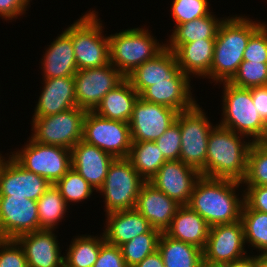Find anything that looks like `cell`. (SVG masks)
I'll return each mask as SVG.
<instances>
[{
	"label": "cell",
	"mask_w": 267,
	"mask_h": 267,
	"mask_svg": "<svg viewBox=\"0 0 267 267\" xmlns=\"http://www.w3.org/2000/svg\"><path fill=\"white\" fill-rule=\"evenodd\" d=\"M116 158L100 148L80 140L71 149L72 168L96 192L102 187L112 162Z\"/></svg>",
	"instance_id": "cell-19"
},
{
	"label": "cell",
	"mask_w": 267,
	"mask_h": 267,
	"mask_svg": "<svg viewBox=\"0 0 267 267\" xmlns=\"http://www.w3.org/2000/svg\"><path fill=\"white\" fill-rule=\"evenodd\" d=\"M244 138V135L215 125L209 134L206 168L201 176L241 182L246 174L248 152L253 143Z\"/></svg>",
	"instance_id": "cell-3"
},
{
	"label": "cell",
	"mask_w": 267,
	"mask_h": 267,
	"mask_svg": "<svg viewBox=\"0 0 267 267\" xmlns=\"http://www.w3.org/2000/svg\"><path fill=\"white\" fill-rule=\"evenodd\" d=\"M97 14L90 10L72 24V44L78 70L110 63L109 38L102 33L103 24Z\"/></svg>",
	"instance_id": "cell-6"
},
{
	"label": "cell",
	"mask_w": 267,
	"mask_h": 267,
	"mask_svg": "<svg viewBox=\"0 0 267 267\" xmlns=\"http://www.w3.org/2000/svg\"><path fill=\"white\" fill-rule=\"evenodd\" d=\"M82 140L115 158H128L132 145L129 123L107 119L93 111L84 116Z\"/></svg>",
	"instance_id": "cell-11"
},
{
	"label": "cell",
	"mask_w": 267,
	"mask_h": 267,
	"mask_svg": "<svg viewBox=\"0 0 267 267\" xmlns=\"http://www.w3.org/2000/svg\"><path fill=\"white\" fill-rule=\"evenodd\" d=\"M127 159L145 181H149L167 161L152 141L132 142Z\"/></svg>",
	"instance_id": "cell-31"
},
{
	"label": "cell",
	"mask_w": 267,
	"mask_h": 267,
	"mask_svg": "<svg viewBox=\"0 0 267 267\" xmlns=\"http://www.w3.org/2000/svg\"><path fill=\"white\" fill-rule=\"evenodd\" d=\"M126 78L140 95L147 87L156 82L170 79H190L191 77L181 71L174 51L165 47L154 58L138 66Z\"/></svg>",
	"instance_id": "cell-18"
},
{
	"label": "cell",
	"mask_w": 267,
	"mask_h": 267,
	"mask_svg": "<svg viewBox=\"0 0 267 267\" xmlns=\"http://www.w3.org/2000/svg\"><path fill=\"white\" fill-rule=\"evenodd\" d=\"M33 117L55 115L77 107L74 76L57 77L43 80Z\"/></svg>",
	"instance_id": "cell-22"
},
{
	"label": "cell",
	"mask_w": 267,
	"mask_h": 267,
	"mask_svg": "<svg viewBox=\"0 0 267 267\" xmlns=\"http://www.w3.org/2000/svg\"><path fill=\"white\" fill-rule=\"evenodd\" d=\"M124 79L111 63L98 68L77 70L74 75L77 106L86 111H93L104 95Z\"/></svg>",
	"instance_id": "cell-13"
},
{
	"label": "cell",
	"mask_w": 267,
	"mask_h": 267,
	"mask_svg": "<svg viewBox=\"0 0 267 267\" xmlns=\"http://www.w3.org/2000/svg\"><path fill=\"white\" fill-rule=\"evenodd\" d=\"M241 182L201 176L193 189L188 206L210 227L239 221L244 198L235 192ZM236 189V190H235Z\"/></svg>",
	"instance_id": "cell-1"
},
{
	"label": "cell",
	"mask_w": 267,
	"mask_h": 267,
	"mask_svg": "<svg viewBox=\"0 0 267 267\" xmlns=\"http://www.w3.org/2000/svg\"><path fill=\"white\" fill-rule=\"evenodd\" d=\"M32 0H0V17L2 19L11 20L17 19L18 16L26 13L27 6L29 7Z\"/></svg>",
	"instance_id": "cell-45"
},
{
	"label": "cell",
	"mask_w": 267,
	"mask_h": 267,
	"mask_svg": "<svg viewBox=\"0 0 267 267\" xmlns=\"http://www.w3.org/2000/svg\"><path fill=\"white\" fill-rule=\"evenodd\" d=\"M191 79L159 81L147 87L139 97L151 103L165 105L178 112L193 108L197 102L192 96Z\"/></svg>",
	"instance_id": "cell-24"
},
{
	"label": "cell",
	"mask_w": 267,
	"mask_h": 267,
	"mask_svg": "<svg viewBox=\"0 0 267 267\" xmlns=\"http://www.w3.org/2000/svg\"><path fill=\"white\" fill-rule=\"evenodd\" d=\"M28 139L22 150L11 152V156L26 170L42 176L50 184H55L72 168L70 149Z\"/></svg>",
	"instance_id": "cell-8"
},
{
	"label": "cell",
	"mask_w": 267,
	"mask_h": 267,
	"mask_svg": "<svg viewBox=\"0 0 267 267\" xmlns=\"http://www.w3.org/2000/svg\"><path fill=\"white\" fill-rule=\"evenodd\" d=\"M105 215L107 219L103 234L106 242L114 246L120 247L153 228L136 209L114 211Z\"/></svg>",
	"instance_id": "cell-25"
},
{
	"label": "cell",
	"mask_w": 267,
	"mask_h": 267,
	"mask_svg": "<svg viewBox=\"0 0 267 267\" xmlns=\"http://www.w3.org/2000/svg\"><path fill=\"white\" fill-rule=\"evenodd\" d=\"M240 220L245 243L261 251L260 255H267V213L251 210L243 204Z\"/></svg>",
	"instance_id": "cell-34"
},
{
	"label": "cell",
	"mask_w": 267,
	"mask_h": 267,
	"mask_svg": "<svg viewBox=\"0 0 267 267\" xmlns=\"http://www.w3.org/2000/svg\"><path fill=\"white\" fill-rule=\"evenodd\" d=\"M164 267H205L203 250L195 245L169 237L162 232L158 247Z\"/></svg>",
	"instance_id": "cell-29"
},
{
	"label": "cell",
	"mask_w": 267,
	"mask_h": 267,
	"mask_svg": "<svg viewBox=\"0 0 267 267\" xmlns=\"http://www.w3.org/2000/svg\"><path fill=\"white\" fill-rule=\"evenodd\" d=\"M224 17L219 20L212 13L202 18L176 25L170 40L165 43L166 47L171 51H175L181 44L198 41L200 39H215L220 25L224 21Z\"/></svg>",
	"instance_id": "cell-30"
},
{
	"label": "cell",
	"mask_w": 267,
	"mask_h": 267,
	"mask_svg": "<svg viewBox=\"0 0 267 267\" xmlns=\"http://www.w3.org/2000/svg\"><path fill=\"white\" fill-rule=\"evenodd\" d=\"M0 267H28L23 248L15 239H0Z\"/></svg>",
	"instance_id": "cell-42"
},
{
	"label": "cell",
	"mask_w": 267,
	"mask_h": 267,
	"mask_svg": "<svg viewBox=\"0 0 267 267\" xmlns=\"http://www.w3.org/2000/svg\"><path fill=\"white\" fill-rule=\"evenodd\" d=\"M154 142L167 161L180 160L181 130L177 121Z\"/></svg>",
	"instance_id": "cell-40"
},
{
	"label": "cell",
	"mask_w": 267,
	"mask_h": 267,
	"mask_svg": "<svg viewBox=\"0 0 267 267\" xmlns=\"http://www.w3.org/2000/svg\"><path fill=\"white\" fill-rule=\"evenodd\" d=\"M179 206L175 200L146 181L137 197L135 209L153 228L164 232L170 226Z\"/></svg>",
	"instance_id": "cell-21"
},
{
	"label": "cell",
	"mask_w": 267,
	"mask_h": 267,
	"mask_svg": "<svg viewBox=\"0 0 267 267\" xmlns=\"http://www.w3.org/2000/svg\"><path fill=\"white\" fill-rule=\"evenodd\" d=\"M245 16L233 15L220 25L210 68V79L216 84L229 82L243 62L250 36L262 25Z\"/></svg>",
	"instance_id": "cell-2"
},
{
	"label": "cell",
	"mask_w": 267,
	"mask_h": 267,
	"mask_svg": "<svg viewBox=\"0 0 267 267\" xmlns=\"http://www.w3.org/2000/svg\"><path fill=\"white\" fill-rule=\"evenodd\" d=\"M229 83L241 88L267 86V63L243 60Z\"/></svg>",
	"instance_id": "cell-38"
},
{
	"label": "cell",
	"mask_w": 267,
	"mask_h": 267,
	"mask_svg": "<svg viewBox=\"0 0 267 267\" xmlns=\"http://www.w3.org/2000/svg\"><path fill=\"white\" fill-rule=\"evenodd\" d=\"M66 204L82 202L90 198L93 187L82 176L71 168L60 180L55 183Z\"/></svg>",
	"instance_id": "cell-37"
},
{
	"label": "cell",
	"mask_w": 267,
	"mask_h": 267,
	"mask_svg": "<svg viewBox=\"0 0 267 267\" xmlns=\"http://www.w3.org/2000/svg\"><path fill=\"white\" fill-rule=\"evenodd\" d=\"M218 267H255V256L246 255L241 259L234 260Z\"/></svg>",
	"instance_id": "cell-48"
},
{
	"label": "cell",
	"mask_w": 267,
	"mask_h": 267,
	"mask_svg": "<svg viewBox=\"0 0 267 267\" xmlns=\"http://www.w3.org/2000/svg\"><path fill=\"white\" fill-rule=\"evenodd\" d=\"M222 84L223 118L218 124L247 139L251 137L252 142H267V124L253 104L251 88L237 87L229 82Z\"/></svg>",
	"instance_id": "cell-4"
},
{
	"label": "cell",
	"mask_w": 267,
	"mask_h": 267,
	"mask_svg": "<svg viewBox=\"0 0 267 267\" xmlns=\"http://www.w3.org/2000/svg\"><path fill=\"white\" fill-rule=\"evenodd\" d=\"M43 57V68H40L44 79L75 75L78 69L72 44V24L56 37Z\"/></svg>",
	"instance_id": "cell-23"
},
{
	"label": "cell",
	"mask_w": 267,
	"mask_h": 267,
	"mask_svg": "<svg viewBox=\"0 0 267 267\" xmlns=\"http://www.w3.org/2000/svg\"><path fill=\"white\" fill-rule=\"evenodd\" d=\"M148 29L131 28L111 34L109 38L110 63L126 78L142 63L154 58L166 45L154 39Z\"/></svg>",
	"instance_id": "cell-5"
},
{
	"label": "cell",
	"mask_w": 267,
	"mask_h": 267,
	"mask_svg": "<svg viewBox=\"0 0 267 267\" xmlns=\"http://www.w3.org/2000/svg\"><path fill=\"white\" fill-rule=\"evenodd\" d=\"M39 230L37 201L23 197H0V239Z\"/></svg>",
	"instance_id": "cell-16"
},
{
	"label": "cell",
	"mask_w": 267,
	"mask_h": 267,
	"mask_svg": "<svg viewBox=\"0 0 267 267\" xmlns=\"http://www.w3.org/2000/svg\"><path fill=\"white\" fill-rule=\"evenodd\" d=\"M210 226L188 205H180L170 226L164 231L169 237L204 249Z\"/></svg>",
	"instance_id": "cell-26"
},
{
	"label": "cell",
	"mask_w": 267,
	"mask_h": 267,
	"mask_svg": "<svg viewBox=\"0 0 267 267\" xmlns=\"http://www.w3.org/2000/svg\"><path fill=\"white\" fill-rule=\"evenodd\" d=\"M60 267H71V266H69L67 263L63 262V263L60 265Z\"/></svg>",
	"instance_id": "cell-50"
},
{
	"label": "cell",
	"mask_w": 267,
	"mask_h": 267,
	"mask_svg": "<svg viewBox=\"0 0 267 267\" xmlns=\"http://www.w3.org/2000/svg\"><path fill=\"white\" fill-rule=\"evenodd\" d=\"M208 0H173L171 15L175 26L210 15Z\"/></svg>",
	"instance_id": "cell-39"
},
{
	"label": "cell",
	"mask_w": 267,
	"mask_h": 267,
	"mask_svg": "<svg viewBox=\"0 0 267 267\" xmlns=\"http://www.w3.org/2000/svg\"><path fill=\"white\" fill-rule=\"evenodd\" d=\"M215 39H200L181 44L175 51L177 64L188 75L210 79Z\"/></svg>",
	"instance_id": "cell-27"
},
{
	"label": "cell",
	"mask_w": 267,
	"mask_h": 267,
	"mask_svg": "<svg viewBox=\"0 0 267 267\" xmlns=\"http://www.w3.org/2000/svg\"><path fill=\"white\" fill-rule=\"evenodd\" d=\"M241 184L267 185V142H253L247 159V169Z\"/></svg>",
	"instance_id": "cell-36"
},
{
	"label": "cell",
	"mask_w": 267,
	"mask_h": 267,
	"mask_svg": "<svg viewBox=\"0 0 267 267\" xmlns=\"http://www.w3.org/2000/svg\"><path fill=\"white\" fill-rule=\"evenodd\" d=\"M255 267H267V255H255Z\"/></svg>",
	"instance_id": "cell-49"
},
{
	"label": "cell",
	"mask_w": 267,
	"mask_h": 267,
	"mask_svg": "<svg viewBox=\"0 0 267 267\" xmlns=\"http://www.w3.org/2000/svg\"><path fill=\"white\" fill-rule=\"evenodd\" d=\"M134 267H164L162 257L158 250L145 257L140 263Z\"/></svg>",
	"instance_id": "cell-47"
},
{
	"label": "cell",
	"mask_w": 267,
	"mask_h": 267,
	"mask_svg": "<svg viewBox=\"0 0 267 267\" xmlns=\"http://www.w3.org/2000/svg\"><path fill=\"white\" fill-rule=\"evenodd\" d=\"M145 182L127 158H116L98 190L105 199L106 214L135 209L137 197Z\"/></svg>",
	"instance_id": "cell-7"
},
{
	"label": "cell",
	"mask_w": 267,
	"mask_h": 267,
	"mask_svg": "<svg viewBox=\"0 0 267 267\" xmlns=\"http://www.w3.org/2000/svg\"><path fill=\"white\" fill-rule=\"evenodd\" d=\"M161 231L152 228L120 246L127 267H134L145 257L154 253L158 247Z\"/></svg>",
	"instance_id": "cell-35"
},
{
	"label": "cell",
	"mask_w": 267,
	"mask_h": 267,
	"mask_svg": "<svg viewBox=\"0 0 267 267\" xmlns=\"http://www.w3.org/2000/svg\"><path fill=\"white\" fill-rule=\"evenodd\" d=\"M243 60L267 63V24H263L250 36Z\"/></svg>",
	"instance_id": "cell-41"
},
{
	"label": "cell",
	"mask_w": 267,
	"mask_h": 267,
	"mask_svg": "<svg viewBox=\"0 0 267 267\" xmlns=\"http://www.w3.org/2000/svg\"><path fill=\"white\" fill-rule=\"evenodd\" d=\"M181 130L180 160L202 173L206 168L209 134L214 127L197 103L176 118Z\"/></svg>",
	"instance_id": "cell-9"
},
{
	"label": "cell",
	"mask_w": 267,
	"mask_h": 267,
	"mask_svg": "<svg viewBox=\"0 0 267 267\" xmlns=\"http://www.w3.org/2000/svg\"><path fill=\"white\" fill-rule=\"evenodd\" d=\"M86 112L77 106L55 115L32 117L31 138L40 144L58 145L71 150L82 140Z\"/></svg>",
	"instance_id": "cell-10"
},
{
	"label": "cell",
	"mask_w": 267,
	"mask_h": 267,
	"mask_svg": "<svg viewBox=\"0 0 267 267\" xmlns=\"http://www.w3.org/2000/svg\"><path fill=\"white\" fill-rule=\"evenodd\" d=\"M251 93L256 110L267 124V86L252 87Z\"/></svg>",
	"instance_id": "cell-46"
},
{
	"label": "cell",
	"mask_w": 267,
	"mask_h": 267,
	"mask_svg": "<svg viewBox=\"0 0 267 267\" xmlns=\"http://www.w3.org/2000/svg\"><path fill=\"white\" fill-rule=\"evenodd\" d=\"M178 111L138 98L129 121L132 142L158 139L176 121Z\"/></svg>",
	"instance_id": "cell-14"
},
{
	"label": "cell",
	"mask_w": 267,
	"mask_h": 267,
	"mask_svg": "<svg viewBox=\"0 0 267 267\" xmlns=\"http://www.w3.org/2000/svg\"><path fill=\"white\" fill-rule=\"evenodd\" d=\"M0 162V197H23L37 201L51 185L45 178L26 170L11 155Z\"/></svg>",
	"instance_id": "cell-15"
},
{
	"label": "cell",
	"mask_w": 267,
	"mask_h": 267,
	"mask_svg": "<svg viewBox=\"0 0 267 267\" xmlns=\"http://www.w3.org/2000/svg\"><path fill=\"white\" fill-rule=\"evenodd\" d=\"M67 206L59 189L55 184H51L37 200L39 230H55V226L64 218V214L67 212Z\"/></svg>",
	"instance_id": "cell-33"
},
{
	"label": "cell",
	"mask_w": 267,
	"mask_h": 267,
	"mask_svg": "<svg viewBox=\"0 0 267 267\" xmlns=\"http://www.w3.org/2000/svg\"><path fill=\"white\" fill-rule=\"evenodd\" d=\"M138 98L139 94L130 81L125 78L114 89L104 95L93 112L107 119L129 123L134 104Z\"/></svg>",
	"instance_id": "cell-28"
},
{
	"label": "cell",
	"mask_w": 267,
	"mask_h": 267,
	"mask_svg": "<svg viewBox=\"0 0 267 267\" xmlns=\"http://www.w3.org/2000/svg\"><path fill=\"white\" fill-rule=\"evenodd\" d=\"M92 267H127L122 256L121 248L105 242L98 258Z\"/></svg>",
	"instance_id": "cell-44"
},
{
	"label": "cell",
	"mask_w": 267,
	"mask_h": 267,
	"mask_svg": "<svg viewBox=\"0 0 267 267\" xmlns=\"http://www.w3.org/2000/svg\"><path fill=\"white\" fill-rule=\"evenodd\" d=\"M201 173L181 160L166 161L148 181L179 205H187Z\"/></svg>",
	"instance_id": "cell-17"
},
{
	"label": "cell",
	"mask_w": 267,
	"mask_h": 267,
	"mask_svg": "<svg viewBox=\"0 0 267 267\" xmlns=\"http://www.w3.org/2000/svg\"><path fill=\"white\" fill-rule=\"evenodd\" d=\"M242 191L241 197L249 209L267 213V185L246 186Z\"/></svg>",
	"instance_id": "cell-43"
},
{
	"label": "cell",
	"mask_w": 267,
	"mask_h": 267,
	"mask_svg": "<svg viewBox=\"0 0 267 267\" xmlns=\"http://www.w3.org/2000/svg\"><path fill=\"white\" fill-rule=\"evenodd\" d=\"M54 230L25 233L15 240L23 248L28 267H60L64 262Z\"/></svg>",
	"instance_id": "cell-20"
},
{
	"label": "cell",
	"mask_w": 267,
	"mask_h": 267,
	"mask_svg": "<svg viewBox=\"0 0 267 267\" xmlns=\"http://www.w3.org/2000/svg\"><path fill=\"white\" fill-rule=\"evenodd\" d=\"M106 242L102 236L81 235L74 238L67 249L64 262L71 267H92L96 262L101 246Z\"/></svg>",
	"instance_id": "cell-32"
},
{
	"label": "cell",
	"mask_w": 267,
	"mask_h": 267,
	"mask_svg": "<svg viewBox=\"0 0 267 267\" xmlns=\"http://www.w3.org/2000/svg\"><path fill=\"white\" fill-rule=\"evenodd\" d=\"M244 229L241 220L210 227L203 249L205 267H218L246 256Z\"/></svg>",
	"instance_id": "cell-12"
}]
</instances>
